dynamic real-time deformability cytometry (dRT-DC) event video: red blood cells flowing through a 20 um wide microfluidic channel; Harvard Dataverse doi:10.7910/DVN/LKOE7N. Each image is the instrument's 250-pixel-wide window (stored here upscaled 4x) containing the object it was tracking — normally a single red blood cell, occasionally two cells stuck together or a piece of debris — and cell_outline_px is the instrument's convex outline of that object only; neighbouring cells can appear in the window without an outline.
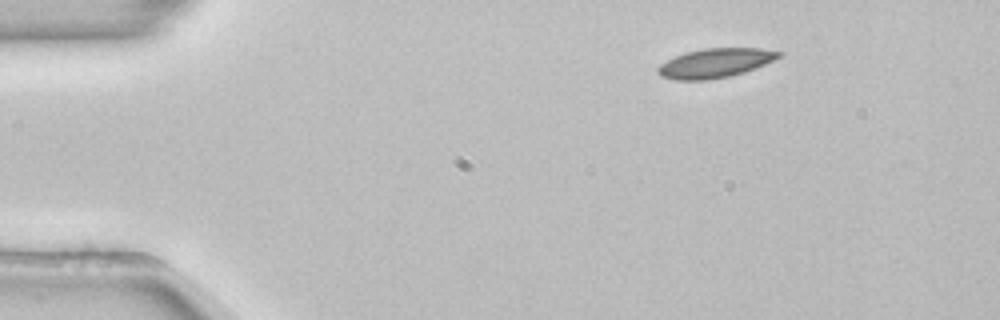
{"species": "common noctule bat (a hibernating species)", "species_latin": "Nyctalus noctula", "temperature_condition": "room temperature", "stored_images_in_passage": 46, "camera_frame_rate_fps": 3000, "um_per_image_px": 0.085, "animal": {"sex": "female", "body_mass_g": 22.7, "forearm_length_mm": 54.2}, "frame": {"image": 1, "passage_image": 1, "time_ms": 0.0, "image_size_px": [1000, 320], "cell_outline_px": [[784, 56], [744, 72], [728, 76], [708, 80], [676, 80], [660, 76], [656, 72], [656, 68], [660, 64], [684, 52], [704, 48], [760, 48], [784, 52]], "centroid_in_image_um": [60.79, 5.35], "position_along_channel_um": 24.2, "area_um2": 20.69}}
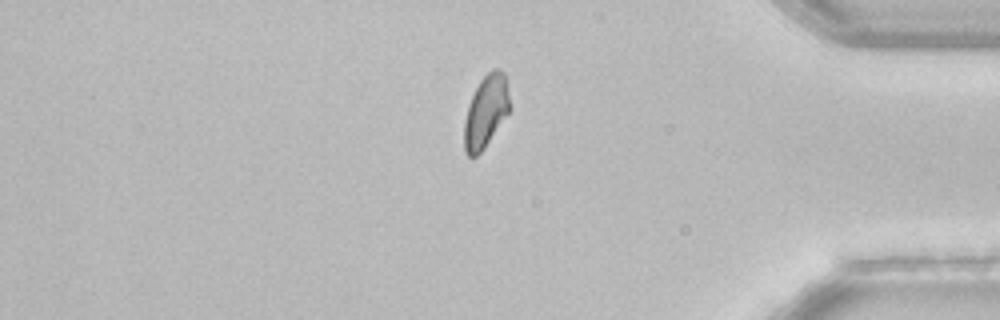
{"frame": {"image": 2, "passage_image": 38, "time_ms": 12.333, "image_size_px": [1000, 320], "cell_outline_px": [[508, 112], [484, 148], [476, 156], [468, 156], [464, 152], [464, 120], [468, 104], [480, 80], [492, 68], [500, 68], [504, 72], [508, 96]], "centroid_in_image_um": [41.26, 9.47], "position_along_channel_um": 393.9, "area_um2": 18.79}}
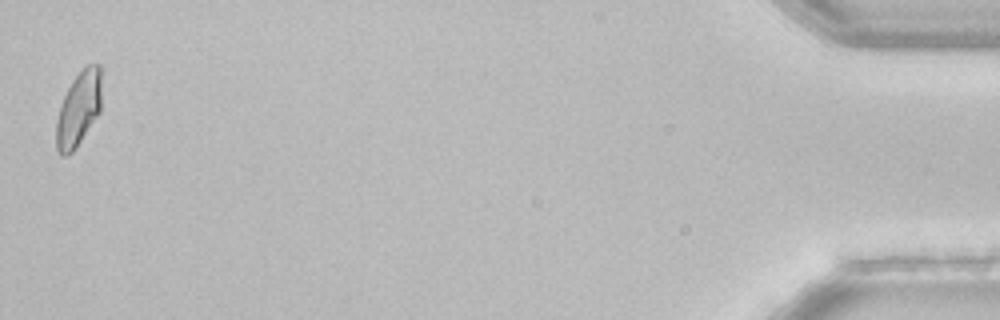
{"frame": {"image": 3, "passage_image": 46, "time_ms": 15.0, "image_size_px": [1000, 320], "cell_outline_px": [[100, 112], [76, 148], [72, 152], [64, 156], [60, 156], [56, 148], [56, 120], [64, 96], [72, 80], [88, 64], [100, 64]], "centroid_in_image_um": [6.67, 9.29], "position_along_channel_um": 428.5, "area_um2": 19.48}, "authors_computed_cell_mechanics": {"area_um2": 20.3167, "velocity_mm_per_s": 3.847, "shape_relaxation_time_tau1_ms": 4.4091, "shape_relaxation_time_tau2_ms": null, "deformation_change_tau1": 0.085, "deformation_change_tau2": null}}